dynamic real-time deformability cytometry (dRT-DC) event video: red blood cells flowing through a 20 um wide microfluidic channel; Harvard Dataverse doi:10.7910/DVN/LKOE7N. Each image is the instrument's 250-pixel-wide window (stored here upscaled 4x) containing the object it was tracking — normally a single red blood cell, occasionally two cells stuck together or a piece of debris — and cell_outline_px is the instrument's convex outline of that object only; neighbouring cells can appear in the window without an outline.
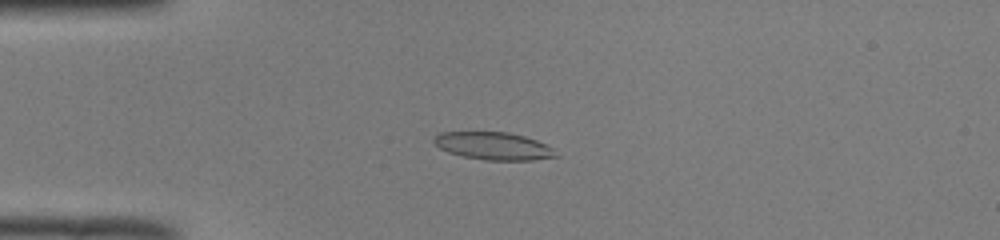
{"species": "common noctule bat (a hibernating species)", "species_latin": "Nyctalus noctula", "temperature_condition": "room temperature", "stored_images_in_passage": 52, "camera_frame_rate_fps": 3000, "um_per_image_px": 0.085, "animal": {"sex": "male", "body_mass_g": 19.0, "forearm_length_mm": 50.8}, "frame": {"image": 1, "passage_image": 14, "time_ms": 4.333, "image_size_px": [1000, 240], "cell_outline_px": [[560, 156], [532, 160], [488, 160], [464, 156], [448, 152], [440, 148], [432, 140], [440, 132], [508, 132], [524, 136], [536, 140], [552, 148]], "centroid_in_image_um": [41.96, 12.4], "position_along_channel_um": 43.0, "area_um2": 19.42}}
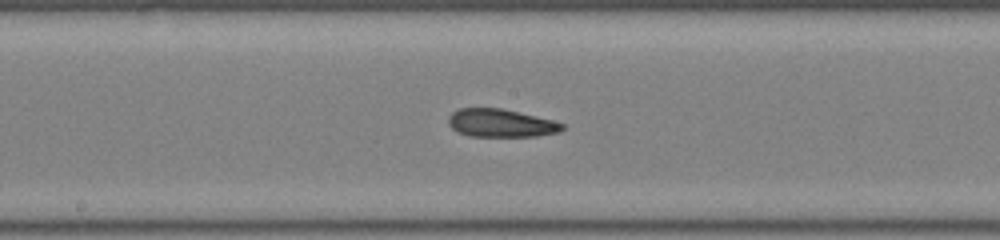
{"frame": {"image": 2, "passage_image": 28, "time_ms": 9.0, "image_size_px": [1000, 240], "cell_outline_px": [[564, 128], [560, 132], [536, 136], [468, 136], [452, 128], [448, 124], [448, 116], [452, 112], [460, 108], [504, 108], [552, 120], [564, 124]], "centroid_in_image_um": [42.57, 10.45], "position_along_channel_um": 205.6, "area_um2": 18.61}}
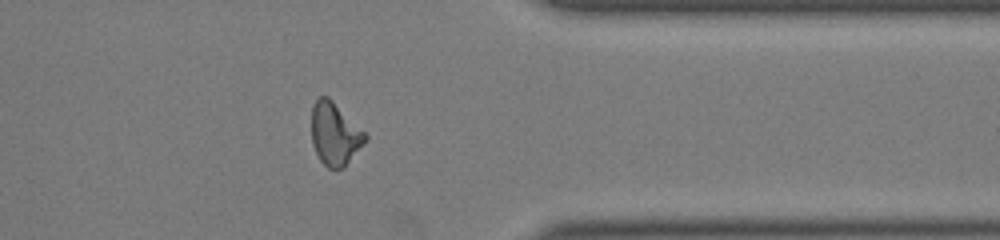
{"frame": {"image": 3, "passage_image": 42, "time_ms": 13.667, "image_size_px": [1000, 240], "cell_outline_px": [[368, 140], [344, 168], [328, 168], [320, 160], [312, 144], [312, 104], [320, 96], [328, 96], [368, 136]], "centroid_in_image_um": [28.46, 11.4], "position_along_channel_um": 382.9, "area_um2": 19.54}, "authors_computed_cell_mechanics": {"area_um2": 19.0451, "velocity_mm_per_s": 4.0011, "shape_relaxation_time_tau1_ms": null, "shape_relaxation_time_tau2_ms": 2.5892, "deformation_change_tau1": null, "deformation_change_tau2": 0.1261}}